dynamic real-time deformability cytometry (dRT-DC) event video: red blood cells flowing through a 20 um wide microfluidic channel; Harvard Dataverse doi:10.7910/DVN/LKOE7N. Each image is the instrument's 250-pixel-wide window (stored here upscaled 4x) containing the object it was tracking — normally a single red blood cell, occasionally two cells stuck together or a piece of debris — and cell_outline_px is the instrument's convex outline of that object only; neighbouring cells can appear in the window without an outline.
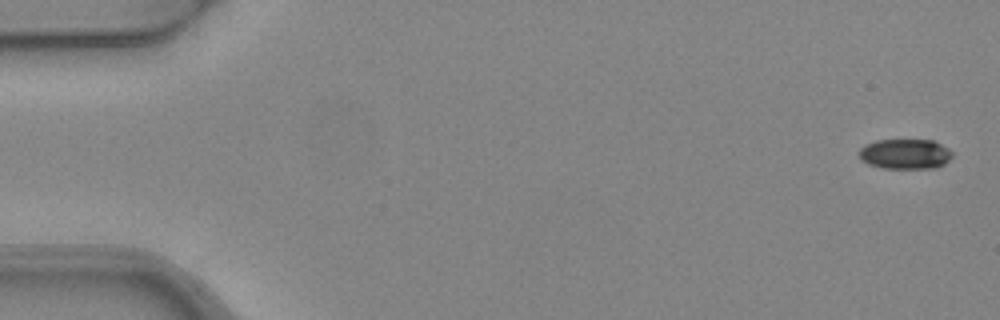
{"species": "common noctule bat (a hibernating species)", "species_latin": "Nyctalus noctula", "temperature_condition": "warm", "stored_images_in_passage": 5, "camera_frame_rate_fps": 3000, "um_per_image_px": 0.085, "animal": {"sex": "female", "body_mass_g": 24.6, "forearm_length_mm": 56.2}, "frame": {"image": 1, "passage_image": 1, "time_ms": 0.0, "image_size_px": [1000, 320], "cell_outline_px": [[952, 156], [944, 164], [936, 168], [880, 168], [868, 164], [860, 160], [860, 148], [864, 144], [876, 140], [932, 140], [948, 148], [952, 152]], "centroid_in_image_um": [76.91, 13.09], "position_along_channel_um": 8.1, "area_um2": 16.42}}